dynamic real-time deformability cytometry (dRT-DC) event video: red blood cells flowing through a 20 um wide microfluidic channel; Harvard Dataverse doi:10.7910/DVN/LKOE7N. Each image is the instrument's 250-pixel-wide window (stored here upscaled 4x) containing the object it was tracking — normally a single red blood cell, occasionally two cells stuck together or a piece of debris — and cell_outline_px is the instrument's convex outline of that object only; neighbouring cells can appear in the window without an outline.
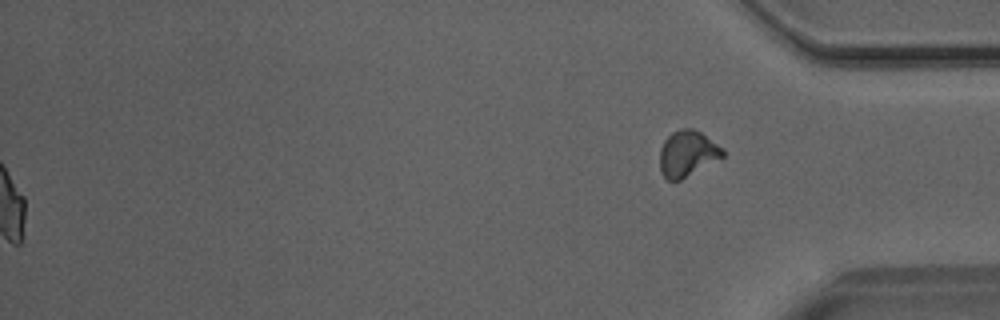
{"species": "Egyptian fruit bat (a non-hibernating species)", "species_latin": "Rousettus aegyptiacus", "temperature_condition": "room temperature", "stored_images_in_passage": 48, "segment_of_instrument_passage": [2, 2], "camera_frame_rate_fps": 3000, "um_per_image_px": 0.085, "animal": {"sex": "male"}, "frame": {"image": 1, "passage_image": 48, "time_ms": 15.667, "image_size_px": [1000, 320], "cell_outline_px": [[724, 156], [680, 180], [668, 180], [660, 172], [660, 148], [664, 140], [672, 132], [680, 128], [692, 128], [700, 132], [724, 148]], "centroid_in_image_um": [58.42, 13.04], "position_along_channel_um": 376.8, "area_um2": 16.76}}